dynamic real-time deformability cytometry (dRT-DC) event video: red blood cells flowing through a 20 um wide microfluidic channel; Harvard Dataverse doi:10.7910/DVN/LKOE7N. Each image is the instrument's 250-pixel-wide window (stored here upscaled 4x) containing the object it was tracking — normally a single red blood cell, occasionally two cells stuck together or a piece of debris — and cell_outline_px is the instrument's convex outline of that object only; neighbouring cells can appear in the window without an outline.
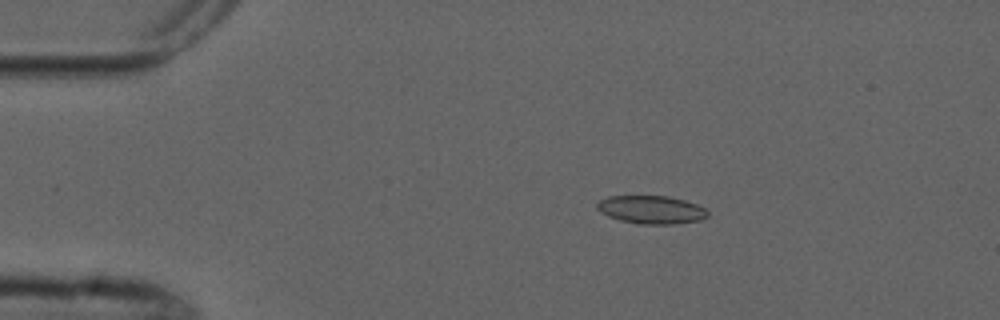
{"species": "common noctule bat (a hibernating species)", "species_latin": "Nyctalus noctula", "temperature_condition": "cold", "stored_images_in_passage": 6, "camera_frame_rate_fps": 3000, "um_per_image_px": 0.085, "animal": {"sex": "male", "forearm_length_mm": 52.5}, "frame": {"image": 1, "passage_image": 2, "time_ms": 1.333, "image_size_px": [1000, 320], "cell_outline_px": [[708, 216], [700, 220], [672, 224], [636, 224], [620, 220], [608, 216], [600, 212], [596, 208], [596, 204], [600, 200], [608, 196], [668, 196], [684, 200], [696, 204], [704, 208], [708, 212]], "centroid_in_image_um": [55.33, 17.82], "position_along_channel_um": 29.7, "area_um2": 18.15}}
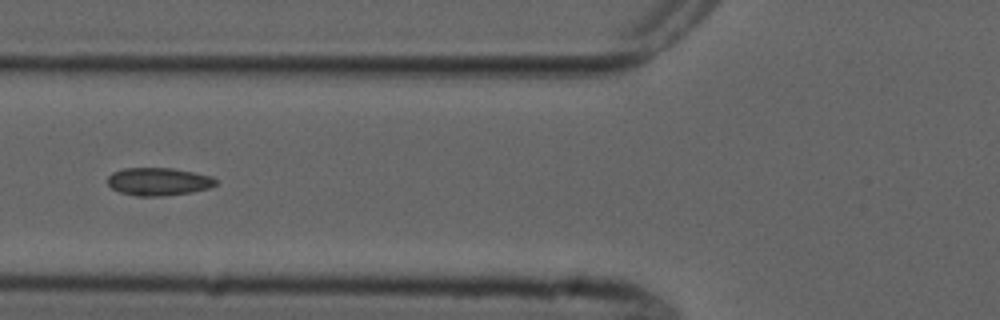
{"frame": {"image": 2, "passage_image": 5, "time_ms": 5.0, "image_size_px": [1000, 320], "cell_outline_px": [[216, 184], [208, 188], [192, 192], [160, 196], [136, 196], [120, 192], [112, 188], [108, 184], [108, 176], [112, 172], [124, 168], [172, 168], [212, 176], [216, 180]], "centroid_in_image_um": [13.45, 15.43], "position_along_channel_um": 112.4, "area_um2": 17.46}}
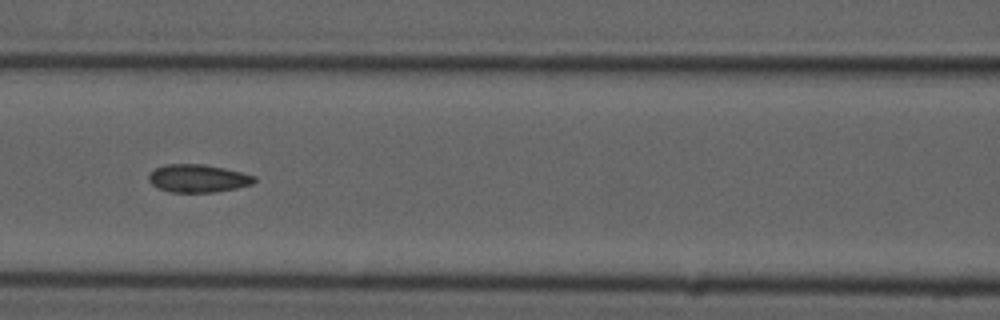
{"frame": {"image": 3, "passage_image": 6, "time_ms": 6.0, "image_size_px": [1000, 320], "cell_outline_px": [[256, 180], [252, 184], [236, 188], [216, 192], [172, 192], [156, 188], [148, 180], [148, 176], [156, 168], [164, 164], [204, 164], [224, 168], [256, 176]], "centroid_in_image_um": [16.82, 15.16], "position_along_channel_um": 149.8, "area_um2": 17.17}}